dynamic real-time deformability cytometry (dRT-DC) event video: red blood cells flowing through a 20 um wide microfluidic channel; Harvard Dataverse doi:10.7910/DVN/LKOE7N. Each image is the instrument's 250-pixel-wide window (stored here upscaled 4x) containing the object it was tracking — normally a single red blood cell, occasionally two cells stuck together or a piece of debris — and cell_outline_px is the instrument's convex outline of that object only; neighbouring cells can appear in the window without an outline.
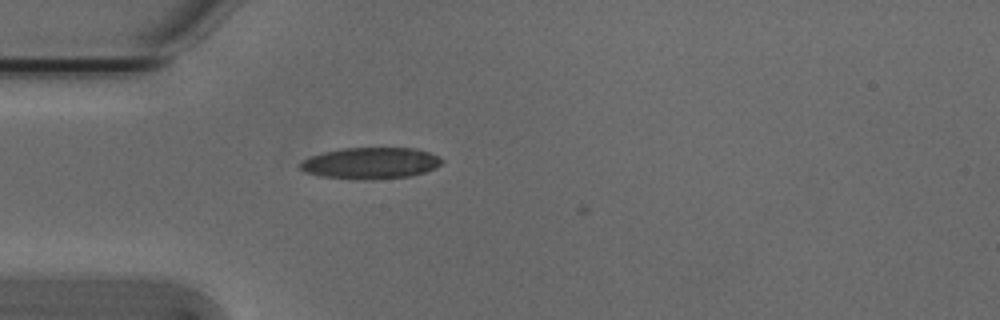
{"species": "Egyptian fruit bat (a non-hibernating species)", "species_latin": "Rousettus aegyptiacus", "temperature_condition": "cold", "stored_images_in_passage": 7, "camera_frame_rate_fps": 3000, "um_per_image_px": 0.085, "animal": {"sex": "male"}, "frame": {"image": 1, "passage_image": 4, "time_ms": 1.0, "image_size_px": [1000, 320], "cell_outline_px": [[444, 160], [436, 168], [412, 176], [372, 180], [364, 180], [320, 176], [304, 172], [300, 168], [300, 164], [304, 160], [312, 156], [324, 152], [344, 148], [416, 148], [428, 152]], "centroid_in_image_um": [31.52, 13.88], "position_along_channel_um": 53.5, "area_um2": 25.89}}